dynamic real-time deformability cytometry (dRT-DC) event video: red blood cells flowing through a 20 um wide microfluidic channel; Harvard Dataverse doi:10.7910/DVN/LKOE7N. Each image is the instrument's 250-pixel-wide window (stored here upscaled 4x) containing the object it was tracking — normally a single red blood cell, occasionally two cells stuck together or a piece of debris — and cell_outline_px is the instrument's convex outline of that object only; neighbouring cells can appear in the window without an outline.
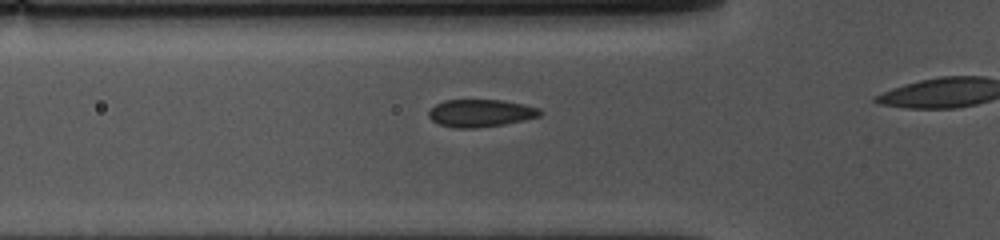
{"species": "common noctule bat (a hibernating species)", "species_latin": "Nyctalus noctula", "temperature_condition": "cold", "stored_images_in_passage": 17, "camera_frame_rate_fps": 3000, "um_per_image_px": 0.085, "animal": {"sex": "female", "body_mass_g": 10.0, "forearm_length_mm": 53.1}, "frame": {"image": 1, "passage_image": 12, "time_ms": 3.667, "image_size_px": [1000, 240], "cell_outline_px": [[544, 112], [540, 116], [524, 120], [504, 124], [476, 128], [452, 128], [440, 124], [432, 120], [428, 116], [428, 112], [436, 104], [444, 100], [500, 100], [524, 104], [540, 108]], "centroid_in_image_um": [40.87, 9.62], "position_along_channel_um": 84.9, "area_um2": 17.92}}
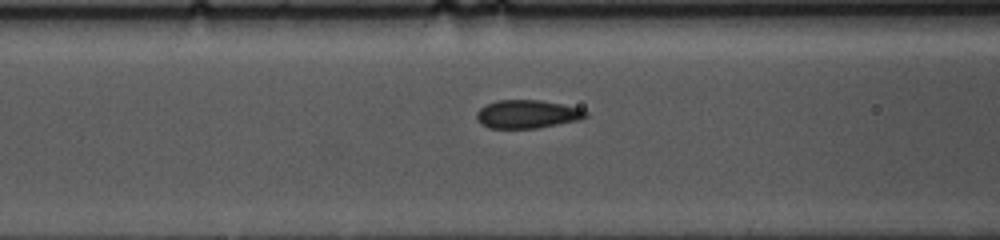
{"frame": {"image": 2, "passage_image": 15, "time_ms": 4.667, "image_size_px": [1000, 240], "cell_outline_px": [[588, 116], [580, 120], [536, 128], [488, 128], [480, 124], [476, 116], [476, 112], [480, 108], [496, 100], [540, 100], [580, 108], [588, 112]], "centroid_in_image_um": [44.81, 9.7], "position_along_channel_um": 121.8, "area_um2": 17.98}}